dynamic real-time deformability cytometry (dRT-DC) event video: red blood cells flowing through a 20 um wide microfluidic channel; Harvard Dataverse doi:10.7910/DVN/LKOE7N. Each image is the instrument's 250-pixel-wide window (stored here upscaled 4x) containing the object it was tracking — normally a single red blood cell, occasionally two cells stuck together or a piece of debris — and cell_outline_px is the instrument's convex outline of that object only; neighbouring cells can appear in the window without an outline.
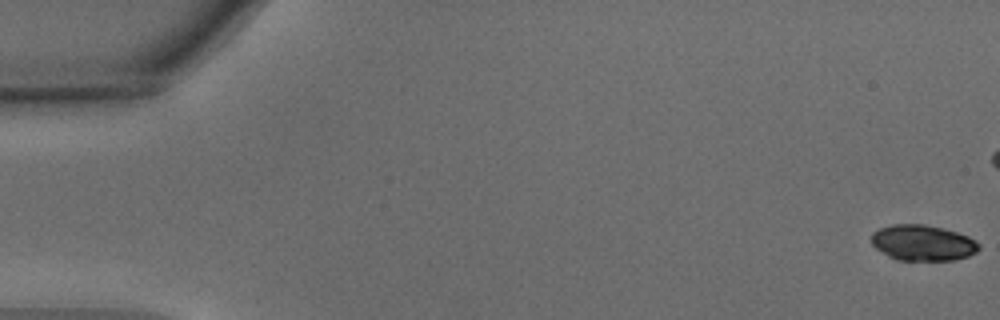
{"species": "common noctule bat (a hibernating species)", "species_latin": "Nyctalus noctula", "temperature_condition": "warm", "stored_images_in_passage": 47, "camera_frame_rate_fps": 3000, "um_per_image_px": 0.085, "animal": {"sex": "male", "body_mass_g": 15.6}, "frame": {"image": 1, "passage_image": 1, "time_ms": 0.0, "image_size_px": [1000, 320], "cell_outline_px": [[980, 248], [976, 252], [968, 256], [956, 260], [896, 260], [888, 256], [876, 248], [872, 244], [872, 232], [880, 228], [892, 224], [924, 224], [944, 228], [968, 236], [976, 240], [980, 244]], "centroid_in_image_um": [78.45, 20.64], "position_along_channel_um": 6.5, "area_um2": 22.54}}
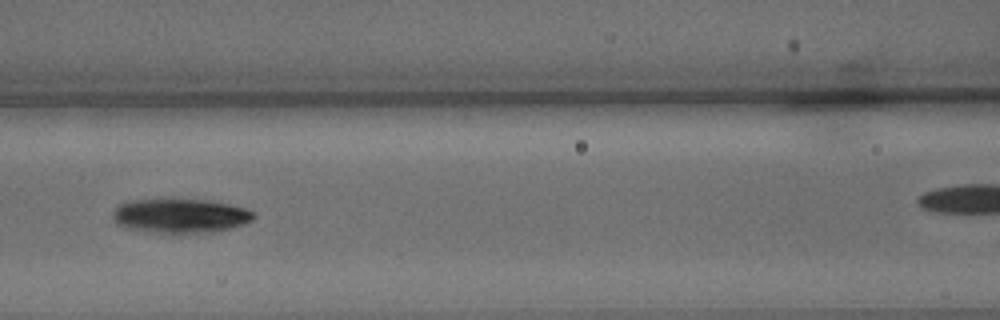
{"frame": {"image": 2, "passage_image": 25, "time_ms": 8.0, "image_size_px": [1000, 320], "cell_outline_px": [[256, 216], [252, 220], [228, 228], [212, 232], [172, 236], [128, 228], [116, 224], [112, 216], [112, 212], [120, 204], [132, 200], [208, 200], [228, 204], [244, 208], [256, 212]], "centroid_in_image_um": [15.3, 18.38], "position_along_channel_um": 151.3, "area_um2": 28.5}}
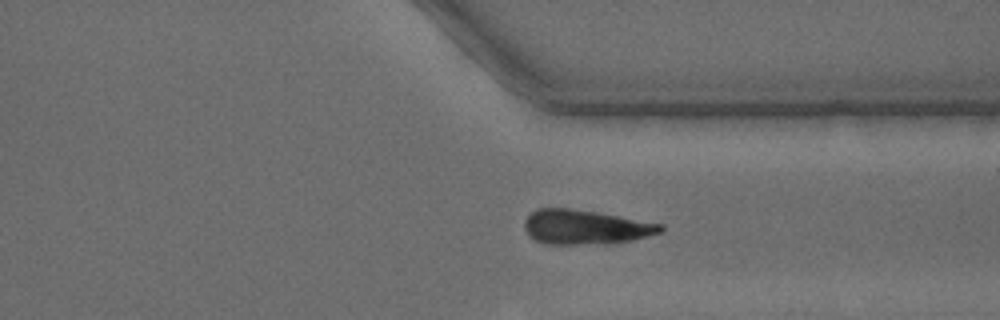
{"frame": {"image": 3, "passage_image": 42, "time_ms": 13.667, "image_size_px": [1000, 320], "cell_outline_px": [[664, 228], [660, 232], [648, 236], [632, 240], [608, 244], [548, 244], [536, 240], [524, 228], [524, 220], [536, 208], [568, 208], [596, 212], [664, 224]], "centroid_in_image_um": [49.77, 19.3], "position_along_channel_um": 361.6, "area_um2": 27.22}}